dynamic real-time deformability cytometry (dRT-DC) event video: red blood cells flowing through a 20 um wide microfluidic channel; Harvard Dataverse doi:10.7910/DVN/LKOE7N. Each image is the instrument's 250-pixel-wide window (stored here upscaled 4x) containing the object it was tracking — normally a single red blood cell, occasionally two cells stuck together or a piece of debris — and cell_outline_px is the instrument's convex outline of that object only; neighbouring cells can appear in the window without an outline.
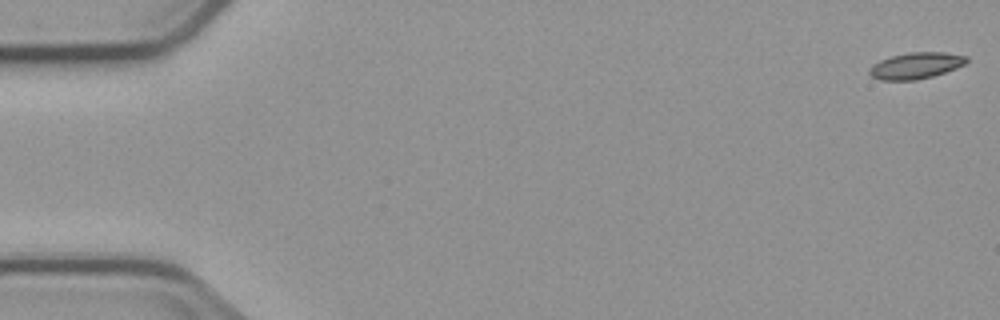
{"species": "common noctule bat (a hibernating species)", "species_latin": "Nyctalus noctula", "temperature_condition": "cold", "stored_images_in_passage": 5, "camera_frame_rate_fps": 3000, "um_per_image_px": 0.085, "animal": {"sex": "male", "body_mass_g": 23.1, "forearm_length_mm": 52.7}, "frame": {"image": 1, "passage_image": 1, "time_ms": 0.0, "image_size_px": [1000, 320], "cell_outline_px": [[968, 60], [964, 64], [956, 68], [932, 76], [916, 80], [880, 80], [872, 76], [868, 72], [868, 68], [872, 64], [880, 60], [892, 56], [908, 52], [944, 52], [968, 56]], "centroid_in_image_um": [77.83, 5.57], "position_along_channel_um": 7.2, "area_um2": 14.91}}